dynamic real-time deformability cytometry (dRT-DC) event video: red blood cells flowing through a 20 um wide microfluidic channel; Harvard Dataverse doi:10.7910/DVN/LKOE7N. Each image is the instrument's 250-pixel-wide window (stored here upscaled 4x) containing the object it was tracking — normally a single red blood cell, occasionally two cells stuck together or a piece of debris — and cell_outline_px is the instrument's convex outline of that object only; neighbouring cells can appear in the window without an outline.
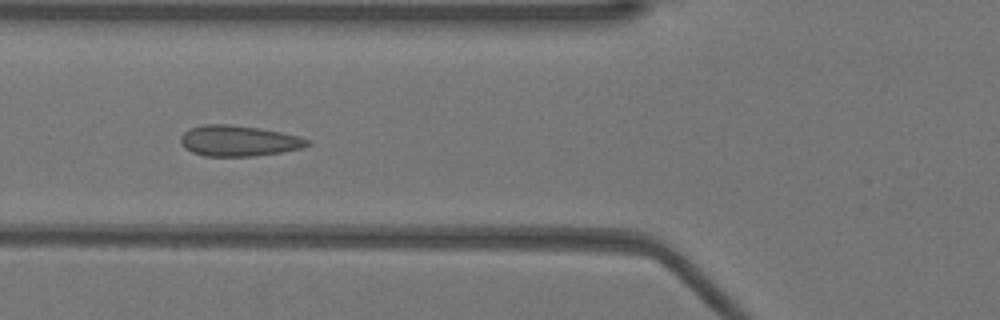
{"species": "Egyptian fruit bat (a non-hibernating species)", "species_latin": "Rousettus aegyptiacus", "temperature_condition": "warm", "stored_images_in_passage": 50, "camera_frame_rate_fps": 3000, "um_per_image_px": 0.085, "animal": {"sex": "female"}, "frame": {"image": 1, "passage_image": 18, "time_ms": 5.667, "image_size_px": [1000, 320], "cell_outline_px": [[312, 144], [300, 148], [280, 152], [252, 156], [204, 156], [192, 152], [184, 148], [180, 144], [180, 136], [184, 132], [192, 128], [204, 124], [228, 124], [260, 128], [300, 136], [312, 140]], "centroid_in_image_um": [20.28, 11.97], "position_along_channel_um": 105.5, "area_um2": 22.77}}
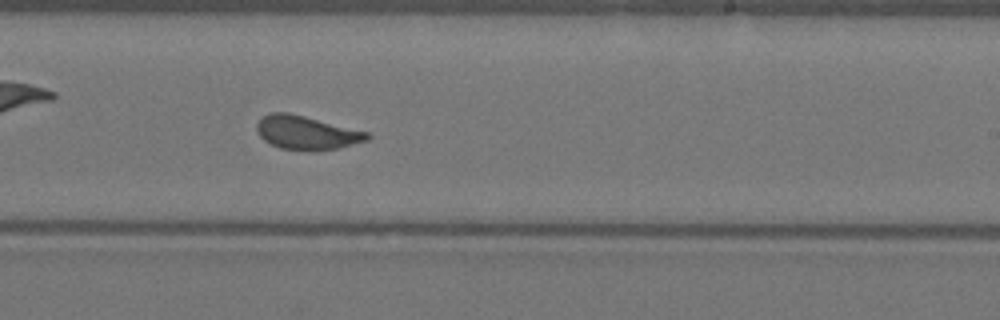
{"frame": {"image": 2, "passage_image": 30, "time_ms": 9.667, "image_size_px": [1000, 320], "cell_outline_px": [[372, 136], [368, 140], [336, 148], [312, 152], [280, 148], [264, 140], [260, 136], [256, 128], [256, 124], [264, 116], [272, 112], [288, 112], [368, 132]], "centroid_in_image_um": [26.05, 11.29], "position_along_channel_um": 262.9, "area_um2": 21.56}}
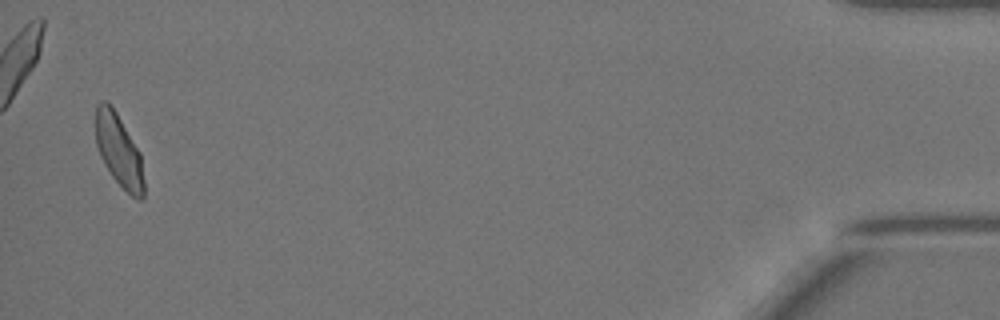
{"frame": {"image": 3, "passage_image": 49, "time_ms": 16.0, "image_size_px": [1000, 320], "cell_outline_px": [[144, 196], [140, 200], [136, 200], [112, 176], [104, 164], [100, 156], [96, 144], [96, 104], [100, 100], [108, 100], [116, 112], [140, 152], [144, 180]], "centroid_in_image_um": [10.1, 12.78], "position_along_channel_um": 425.1, "area_um2": 20.35}, "authors_computed_cell_mechanics": {"area_um2": 21.9351, "velocity_mm_per_s": 3.935, "shape_relaxation_time_tau1_ms": 4.297, "shape_relaxation_time_tau2_ms": null, "deformation_change_tau1": 0.1219, "deformation_change_tau2": null}}